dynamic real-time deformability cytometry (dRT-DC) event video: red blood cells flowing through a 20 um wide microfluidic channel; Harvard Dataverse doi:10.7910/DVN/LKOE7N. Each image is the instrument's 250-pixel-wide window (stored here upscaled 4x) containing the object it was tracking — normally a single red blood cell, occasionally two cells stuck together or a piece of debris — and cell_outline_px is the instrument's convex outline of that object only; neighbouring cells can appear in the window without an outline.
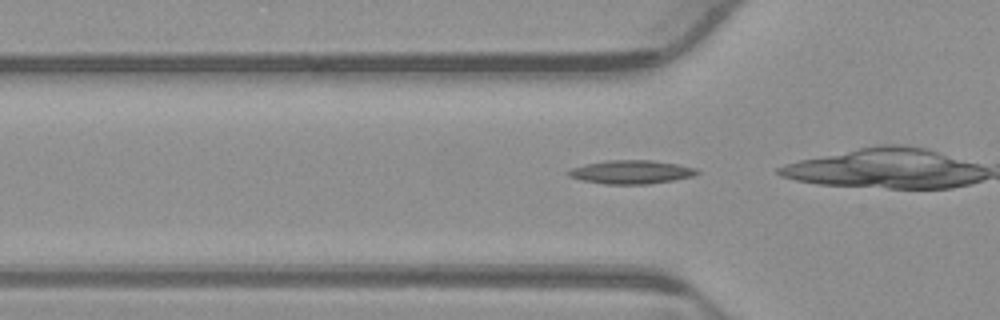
{"species": "common noctule bat (a hibernating species)", "species_latin": "Nyctalus noctula", "temperature_condition": "warm", "stored_images_in_passage": 36, "camera_frame_rate_fps": 3000, "um_per_image_px": 0.085, "animal": {"sex": "male", "body_mass_g": 23.1, "forearm_length_mm": 52.7}, "frame": {"image": 1, "passage_image": 12, "time_ms": 3.667, "image_size_px": [1000, 320], "cell_outline_px": [[700, 172], [692, 176], [672, 180], [648, 184], [604, 184], [580, 180], [568, 176], [568, 172], [572, 168], [588, 164], [608, 160], [652, 160], [676, 164], [696, 168]], "centroid_in_image_um": [53.65, 14.62], "position_along_channel_um": 72.2, "area_um2": 17.46}}
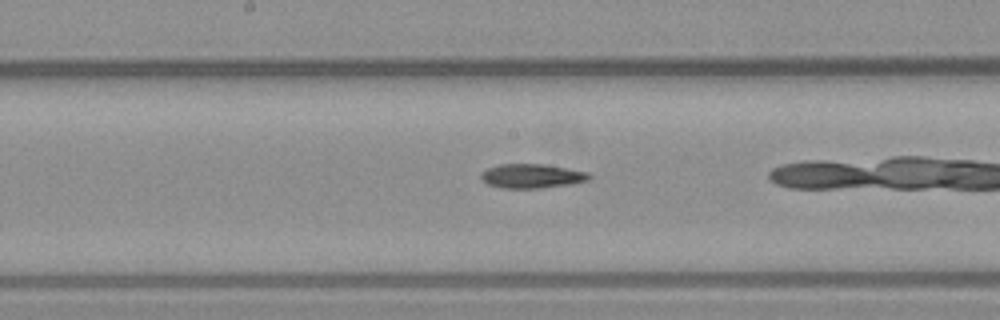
{"frame": {"image": 2, "passage_image": 22, "time_ms": 7.0, "image_size_px": [1000, 320], "cell_outline_px": [[592, 176], [588, 180], [572, 184], [540, 188], [504, 188], [488, 184], [480, 180], [480, 172], [488, 168], [500, 164], [544, 164], [588, 172]], "centroid_in_image_um": [45.18, 14.96], "position_along_channel_um": 203.0, "area_um2": 15.32}}
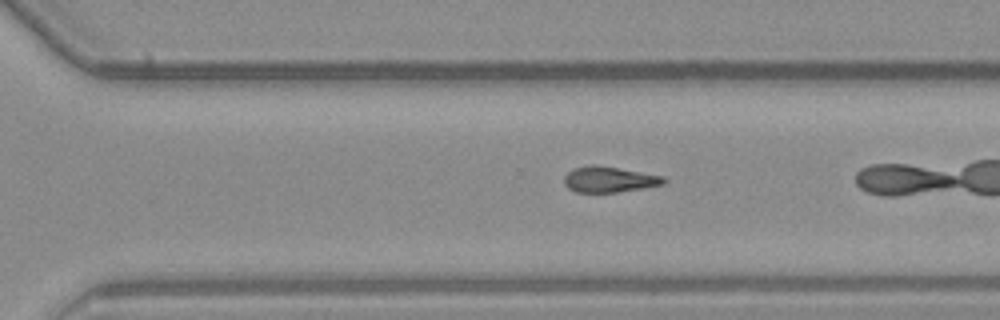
{"frame": {"image": 3, "passage_image": 31, "time_ms": 10.0, "image_size_px": [1000, 320], "cell_outline_px": [[668, 180], [664, 184], [616, 192], [576, 192], [568, 188], [564, 184], [564, 176], [572, 168], [588, 164], [596, 164], [664, 176]], "centroid_in_image_um": [51.75, 15.23], "position_along_channel_um": 318.9, "area_um2": 15.03}}